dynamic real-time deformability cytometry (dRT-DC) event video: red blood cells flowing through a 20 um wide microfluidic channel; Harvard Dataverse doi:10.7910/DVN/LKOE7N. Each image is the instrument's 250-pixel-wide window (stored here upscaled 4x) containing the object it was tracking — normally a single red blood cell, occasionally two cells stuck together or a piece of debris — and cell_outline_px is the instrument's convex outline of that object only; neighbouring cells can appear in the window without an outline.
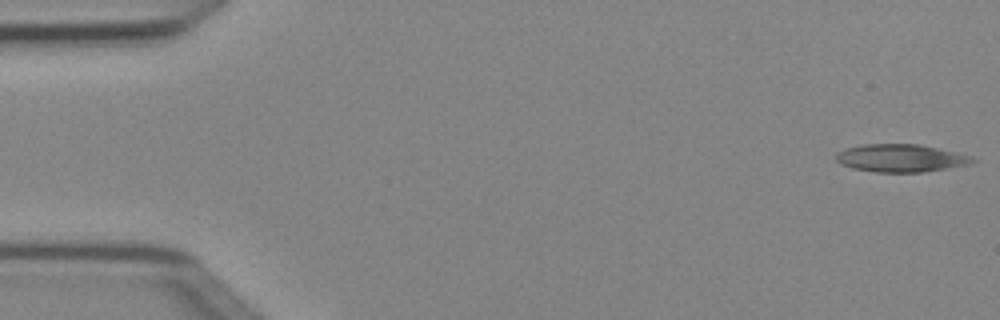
{"species": "Egyptian fruit bat (a non-hibernating species)", "species_latin": "Rousettus aegyptiacus", "temperature_condition": "cold", "stored_images_in_passage": 7, "camera_frame_rate_fps": 3000, "um_per_image_px": 0.085, "animal": {"sex": "female"}, "frame": {"image": 1, "passage_image": 1, "time_ms": 0.0, "image_size_px": [1000, 320], "cell_outline_px": [[976, 160], [972, 164], [924, 172], [876, 172], [852, 168], [840, 164], [836, 160], [836, 152], [844, 148], [864, 144], [920, 144], [972, 156]], "centroid_in_image_um": [76.55, 13.44], "position_along_channel_um": 8.4, "area_um2": 22.2}}
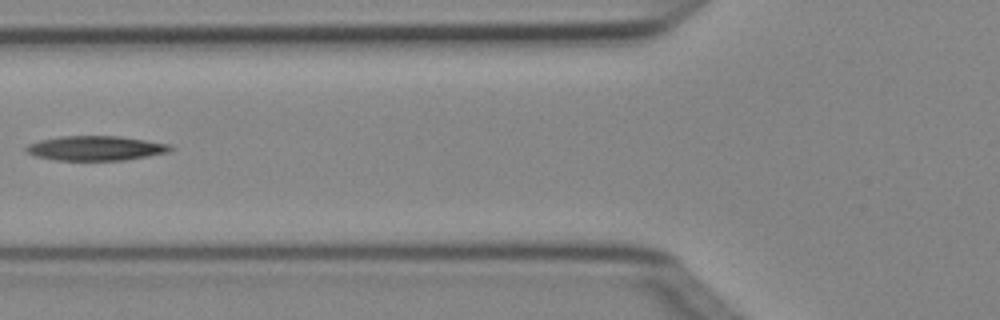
{"frame": {"image": 2, "passage_image": 6, "time_ms": 1.667, "image_size_px": [1000, 320], "cell_outline_px": [[176, 148], [168, 152], [148, 156], [124, 160], [56, 160], [36, 156], [28, 152], [24, 148], [28, 144], [40, 140], [60, 136], [120, 136], [172, 144]], "centroid_in_image_um": [8.18, 12.59], "position_along_channel_um": 117.6, "area_um2": 20.75}}
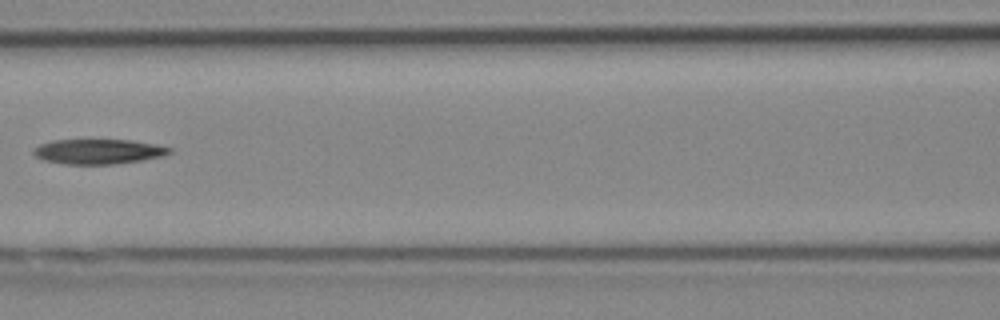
{"frame": {"image": 3, "passage_image": 7, "time_ms": 2.0, "image_size_px": [1000, 320], "cell_outline_px": [[172, 152], [164, 156], [144, 160], [116, 164], [64, 164], [44, 160], [36, 156], [32, 152], [32, 148], [40, 144], [52, 140], [132, 140], [172, 148]], "centroid_in_image_um": [8.35, 12.88], "position_along_channel_um": 158.2, "area_um2": 19.83}}